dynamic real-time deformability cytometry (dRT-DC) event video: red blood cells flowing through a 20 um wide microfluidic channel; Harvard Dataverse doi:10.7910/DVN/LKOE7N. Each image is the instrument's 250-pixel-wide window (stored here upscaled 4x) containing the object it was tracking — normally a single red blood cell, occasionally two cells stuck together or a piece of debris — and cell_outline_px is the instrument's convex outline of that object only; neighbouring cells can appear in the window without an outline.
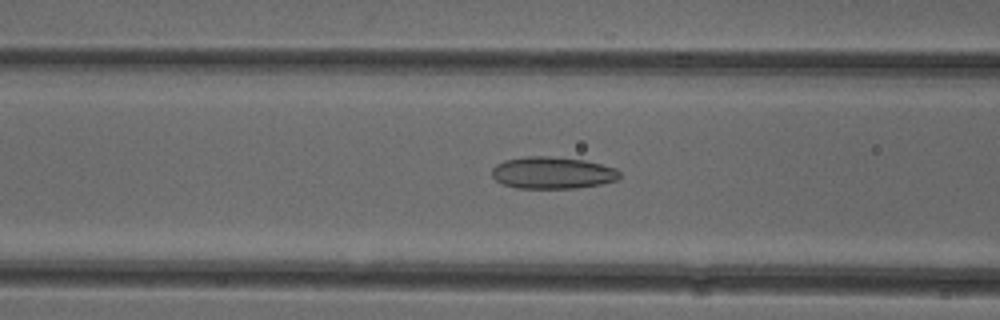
{"species": "common noctule bat (a hibernating species)", "species_latin": "Nyctalus noctula", "temperature_condition": "cold", "stored_images_in_passage": 51, "camera_frame_rate_fps": 3000, "um_per_image_px": 0.085, "animal": {"sex": "female"}, "frame": {"image": 1, "passage_image": 20, "time_ms": 6.333, "image_size_px": [1000, 320], "cell_outline_px": [[620, 176], [616, 180], [600, 184], [576, 188], [516, 188], [504, 184], [496, 180], [492, 176], [492, 168], [496, 164], [504, 160], [524, 156], [552, 156], [584, 160], [616, 168], [620, 172]], "centroid_in_image_um": [46.94, 14.68], "position_along_channel_um": 119.7, "area_um2": 23.81}}
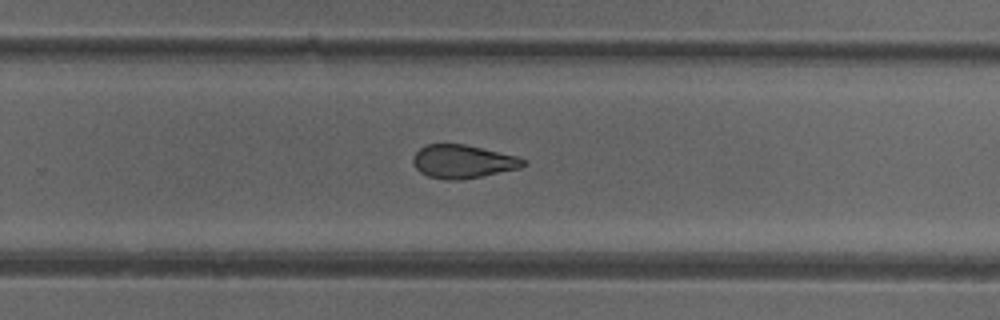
{"frame": {"image": 2, "passage_image": 33, "time_ms": 10.667, "image_size_px": [1000, 320], "cell_outline_px": [[528, 164], [520, 168], [460, 180], [444, 180], [428, 176], [420, 172], [416, 168], [412, 160], [412, 156], [420, 148], [428, 144], [464, 144], [516, 156], [524, 160]], "centroid_in_image_um": [39.31, 13.73], "position_along_channel_um": 290.5, "area_um2": 21.27}}
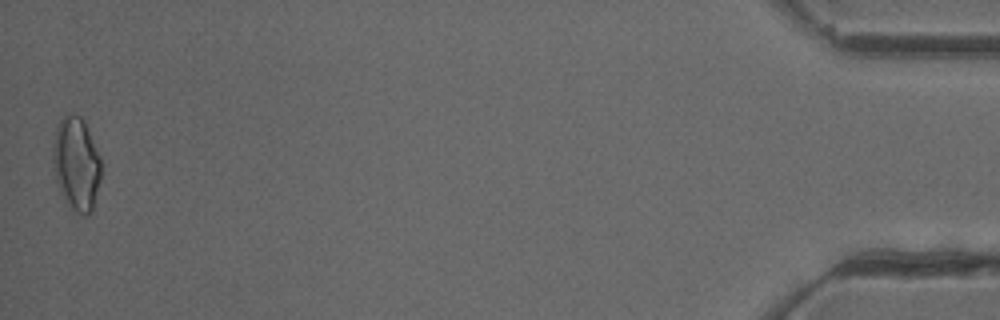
{"frame": {"image": 3, "passage_image": 51, "time_ms": 16.667, "image_size_px": [1000, 320], "cell_outline_px": [[100, 180], [92, 212], [88, 216], [84, 216], [72, 208], [68, 204], [60, 192], [56, 180], [52, 156], [52, 148], [56, 128], [60, 120], [64, 116], [80, 116], [84, 120], [100, 156]], "centroid_in_image_um": [6.49, 13.95], "position_along_channel_um": 428.7, "area_um2": 26.01}, "authors_computed_cell_mechanics": {"area_um2": 22.831, "velocity_mm_per_s": 3.9434, "shape_relaxation_time_tau1_ms": null, "shape_relaxation_time_tau2_ms": 2.9465, "deformation_change_tau1": null, "deformation_change_tau2": 0.1066}}